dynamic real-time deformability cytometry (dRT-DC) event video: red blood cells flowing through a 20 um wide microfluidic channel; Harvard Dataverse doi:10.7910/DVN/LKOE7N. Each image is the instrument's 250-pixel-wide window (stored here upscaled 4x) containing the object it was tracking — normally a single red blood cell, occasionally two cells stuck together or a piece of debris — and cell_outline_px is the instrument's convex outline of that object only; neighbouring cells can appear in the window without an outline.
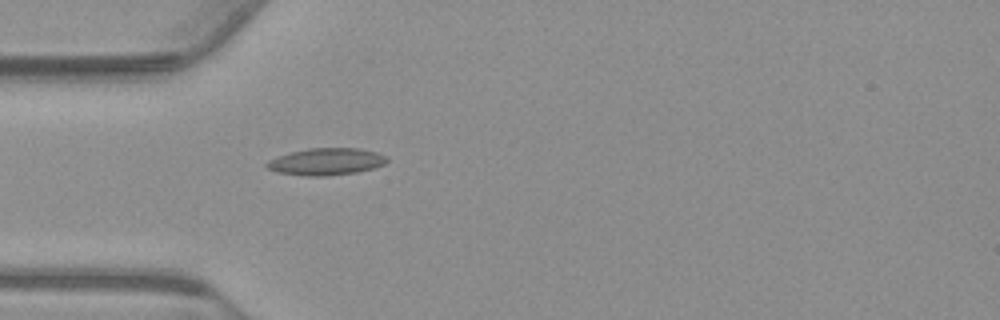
{"species": "common noctule bat (a hibernating species)", "species_latin": "Nyctalus noctula", "temperature_condition": "warm", "stored_images_in_passage": 14, "camera_frame_rate_fps": 3000, "um_per_image_px": 0.085, "animal": {"sex": "male", "body_mass_g": 23.1, "forearm_length_mm": 52.7}, "frame": {"image": 1, "passage_image": 1, "time_ms": 0.0, "image_size_px": [1000, 320], "cell_outline_px": [[388, 160], [384, 164], [372, 168], [356, 172], [324, 176], [308, 176], [276, 172], [268, 168], [264, 164], [268, 160], [292, 152], [308, 148], [360, 148], [376, 152], [384, 156]], "centroid_in_image_um": [27.71, 13.73], "position_along_channel_um": 57.3, "area_um2": 18.67}}
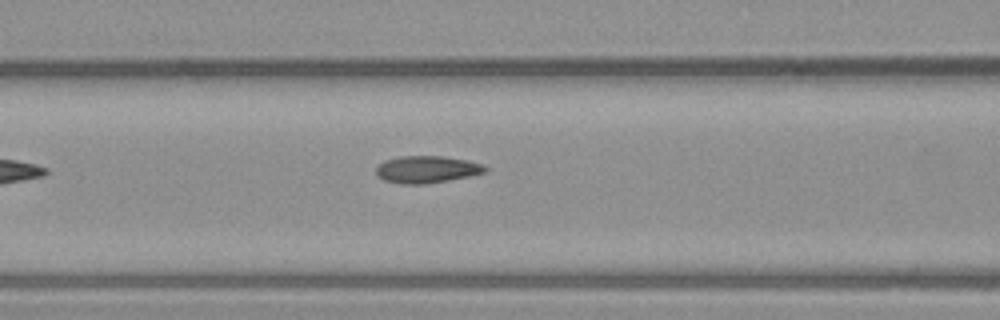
{"frame": {"image": 2, "passage_image": 7, "time_ms": 2.0, "image_size_px": [1000, 320], "cell_outline_px": [[488, 172], [448, 180], [424, 184], [400, 184], [384, 180], [376, 172], [376, 168], [384, 160], [400, 156], [440, 156], [468, 160], [484, 164], [488, 168]], "centroid_in_image_um": [36.31, 14.39], "position_along_channel_um": 130.3, "area_um2": 17.22}}
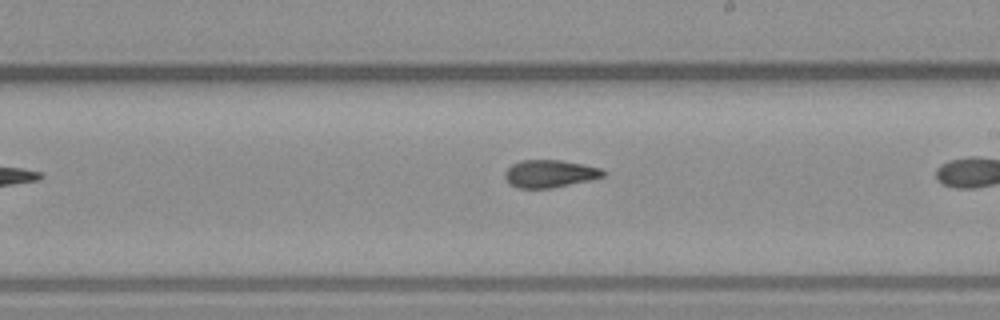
{"frame": {"image": 3, "passage_image": 13, "time_ms": 4.0, "image_size_px": [1000, 320], "cell_outline_px": [[604, 176], [592, 180], [552, 188], [520, 188], [508, 184], [504, 176], [504, 172], [512, 164], [520, 160], [560, 160], [600, 168], [604, 172]], "centroid_in_image_um": [46.69, 14.77], "position_along_channel_um": 242.3, "area_um2": 15.78}}